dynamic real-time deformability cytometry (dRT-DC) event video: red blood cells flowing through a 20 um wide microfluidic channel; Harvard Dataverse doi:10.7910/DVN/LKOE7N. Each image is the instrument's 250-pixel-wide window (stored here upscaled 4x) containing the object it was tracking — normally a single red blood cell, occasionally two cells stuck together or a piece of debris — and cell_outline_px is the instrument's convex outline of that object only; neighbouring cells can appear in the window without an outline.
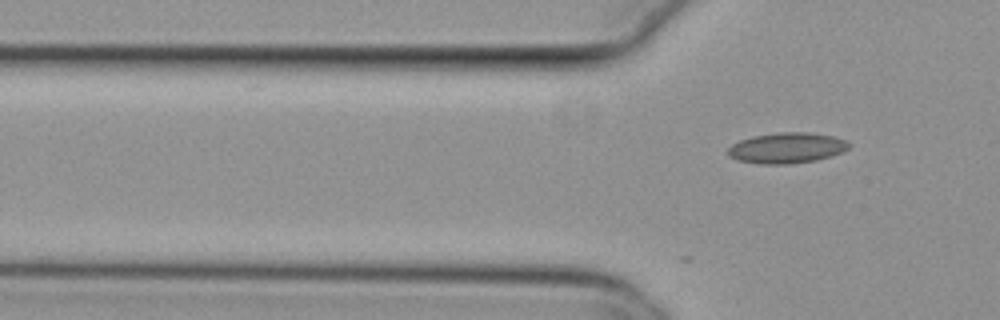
{"species": "common noctule bat (a hibernating species)", "species_latin": "Nyctalus noctula", "temperature_condition": "cold", "stored_images_in_passage": 3, "camera_frame_rate_fps": 3000, "um_per_image_px": 0.085, "animal": {"sex": "female", "body_mass_g": 29.2, "forearm_length_mm": 56.3}, "frame": {"image": 1, "passage_image": 3, "time_ms": 0.667, "image_size_px": [1000, 320], "cell_outline_px": [[852, 144], [848, 148], [840, 152], [816, 160], [788, 164], [760, 164], [740, 160], [728, 156], [728, 148], [732, 144], [740, 140], [752, 136], [776, 132], [808, 132], [836, 136]], "centroid_in_image_um": [66.87, 12.56], "position_along_channel_um": 58.9, "area_um2": 21.56}}